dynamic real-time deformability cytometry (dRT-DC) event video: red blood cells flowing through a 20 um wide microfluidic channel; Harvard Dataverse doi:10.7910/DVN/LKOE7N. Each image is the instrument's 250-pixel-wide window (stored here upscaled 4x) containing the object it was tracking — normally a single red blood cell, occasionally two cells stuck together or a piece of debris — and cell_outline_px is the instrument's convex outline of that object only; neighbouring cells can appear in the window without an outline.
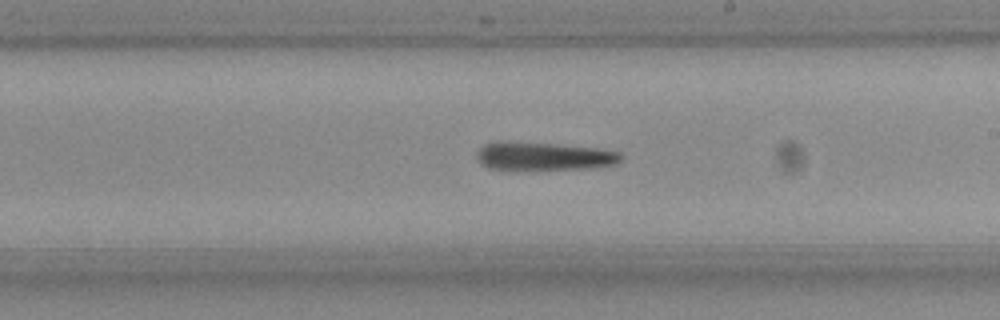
{"species": "Egyptian fruit bat (a non-hibernating species)", "species_latin": "Rousettus aegyptiacus", "temperature_condition": "room temperature", "stored_images_in_passage": 40, "camera_frame_rate_fps": 3000, "um_per_image_px": 0.085, "frame": {"image": 1, "passage_image": 23, "time_ms": 7.333, "image_size_px": [1000, 320], "cell_outline_px": [[624, 156], [616, 164], [596, 168], [516, 172], [508, 172], [488, 168], [480, 164], [476, 156], [476, 152], [484, 144], [496, 140], [504, 140], [552, 144], [596, 148], [620, 152]], "centroid_in_image_um": [46.12, 13.32], "position_along_channel_um": 242.9, "area_um2": 25.14}, "authors_computed_cell_mechanics": {"area_um2": 23.6402, "velocity_mm_per_s": 3.7747, "shape_relaxation_time_tau1_ms": 6.1169, "shape_relaxation_time_tau2_ms": null, "deformation_change_tau1": 0.2222, "deformation_change_tau2": null}}